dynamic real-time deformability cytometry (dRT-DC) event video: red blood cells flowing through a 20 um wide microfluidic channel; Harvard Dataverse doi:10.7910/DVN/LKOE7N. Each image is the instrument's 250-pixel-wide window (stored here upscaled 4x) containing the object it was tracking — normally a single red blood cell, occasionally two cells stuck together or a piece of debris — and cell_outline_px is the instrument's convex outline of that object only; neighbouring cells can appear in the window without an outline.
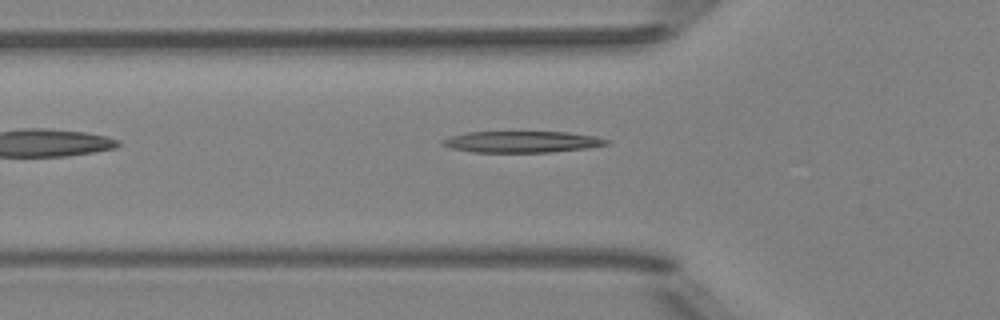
{"species": "Egyptian fruit bat (a non-hibernating species)", "species_latin": "Rousettus aegyptiacus", "temperature_condition": "room temperature", "stored_images_in_passage": 3, "camera_frame_rate_fps": 3000, "um_per_image_px": 0.085, "animal": {"sex": "female"}, "frame": {"image": 1, "passage_image": 3, "time_ms": 2.333, "image_size_px": [1000, 320], "cell_outline_px": [[608, 144], [588, 148], [552, 152], [472, 152], [452, 148], [440, 144], [440, 140], [448, 136], [468, 132], [568, 132], [596, 136], [608, 140]], "centroid_in_image_um": [44.33, 12.05], "position_along_channel_um": 81.5, "area_um2": 20.52}}